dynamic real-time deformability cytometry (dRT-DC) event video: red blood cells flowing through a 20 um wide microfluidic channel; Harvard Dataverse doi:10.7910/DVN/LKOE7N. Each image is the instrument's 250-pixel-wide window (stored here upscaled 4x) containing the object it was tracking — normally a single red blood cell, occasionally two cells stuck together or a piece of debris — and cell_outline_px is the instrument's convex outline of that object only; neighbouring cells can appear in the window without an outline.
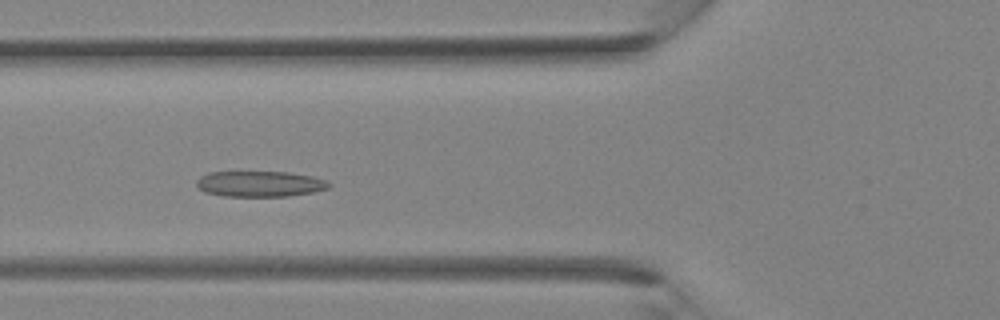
{"species": "Egyptian fruit bat (a non-hibernating species)", "species_latin": "Rousettus aegyptiacus", "temperature_condition": "room temperature", "stored_images_in_passage": 30, "camera_frame_rate_fps": 3000, "um_per_image_px": 0.085, "animal": {"sex": "female"}, "frame": {"image": 1, "passage_image": 7, "time_ms": 2.0, "image_size_px": [1000, 320], "cell_outline_px": [[332, 184], [328, 188], [312, 192], [288, 196], [224, 196], [204, 192], [196, 184], [196, 180], [200, 176], [208, 172], [288, 172], [312, 176], [324, 180]], "centroid_in_image_um": [22.06, 15.63], "position_along_channel_um": 103.7, "area_um2": 19.77}}
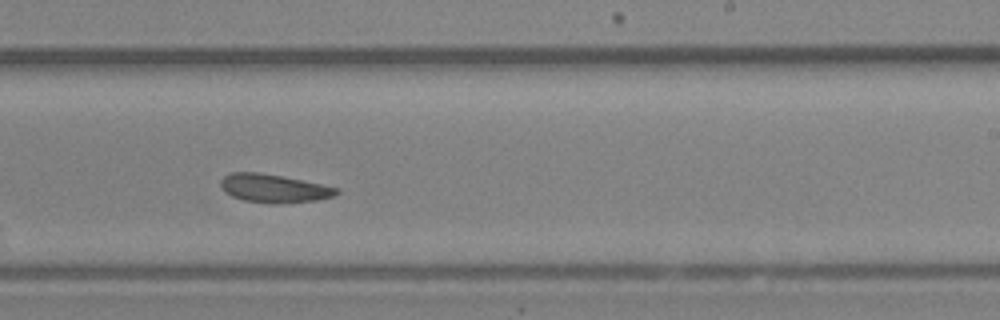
{"frame": {"image": 2, "passage_image": 16, "time_ms": 5.0, "image_size_px": [1000, 320], "cell_outline_px": [[340, 192], [336, 196], [316, 200], [244, 200], [232, 196], [224, 192], [220, 184], [220, 180], [224, 176], [232, 172], [260, 172], [340, 188]], "centroid_in_image_um": [23.25, 15.95], "position_along_channel_um": 265.7, "area_um2": 18.03}}
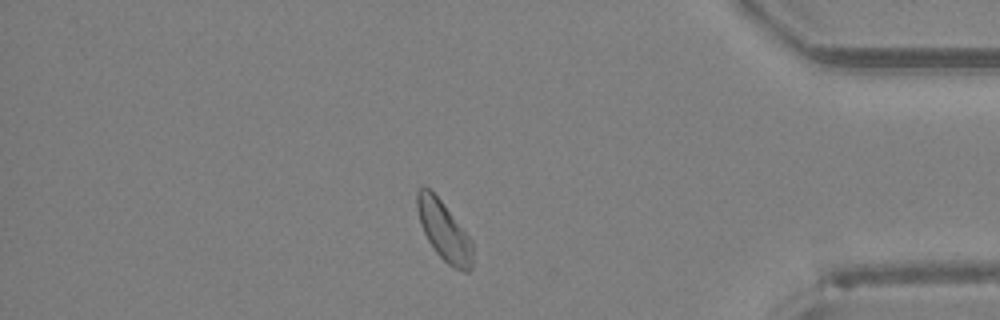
{"frame": {"image": 3, "passage_image": 25, "time_ms": 8.0, "image_size_px": [1000, 320], "cell_outline_px": [[472, 268], [468, 272], [464, 272], [448, 264], [436, 252], [428, 240], [424, 232], [416, 208], [416, 192], [424, 184], [440, 200], [472, 240]], "centroid_in_image_um": [37.73, 19.63], "position_along_channel_um": 397.5, "area_um2": 18.84}}